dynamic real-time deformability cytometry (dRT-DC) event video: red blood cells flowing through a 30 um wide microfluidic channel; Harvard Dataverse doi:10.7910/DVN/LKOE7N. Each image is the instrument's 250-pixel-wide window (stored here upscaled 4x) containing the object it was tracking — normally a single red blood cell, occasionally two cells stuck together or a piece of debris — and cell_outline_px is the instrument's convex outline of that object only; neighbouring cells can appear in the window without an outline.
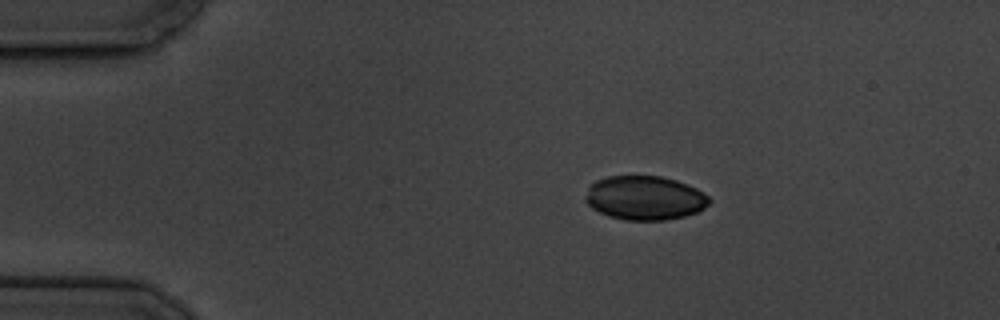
{"species": "common noctule bat (a hibernating species)", "species_latin": "Nyctalus noctula", "temperature_condition": "cold", "stored_images_in_passage": 4, "camera_frame_rate_fps": 3000, "um_per_image_px": 0.085, "animal": {"sex": "male", "body_mass_g": 19.5, "forearm_length_mm": 54.6}, "frame": {"image": 1, "passage_image": 2, "time_ms": 1.333, "image_size_px": [1000, 320], "cell_outline_px": [[712, 200], [704, 208], [696, 212], [684, 216], [664, 220], [624, 220], [608, 216], [592, 208], [584, 200], [584, 196], [588, 184], [596, 180], [608, 176], [660, 176], [676, 180], [688, 184], [704, 192]], "centroid_in_image_um": [54.78, 16.81], "position_along_channel_um": 30.2, "area_um2": 32.08}}